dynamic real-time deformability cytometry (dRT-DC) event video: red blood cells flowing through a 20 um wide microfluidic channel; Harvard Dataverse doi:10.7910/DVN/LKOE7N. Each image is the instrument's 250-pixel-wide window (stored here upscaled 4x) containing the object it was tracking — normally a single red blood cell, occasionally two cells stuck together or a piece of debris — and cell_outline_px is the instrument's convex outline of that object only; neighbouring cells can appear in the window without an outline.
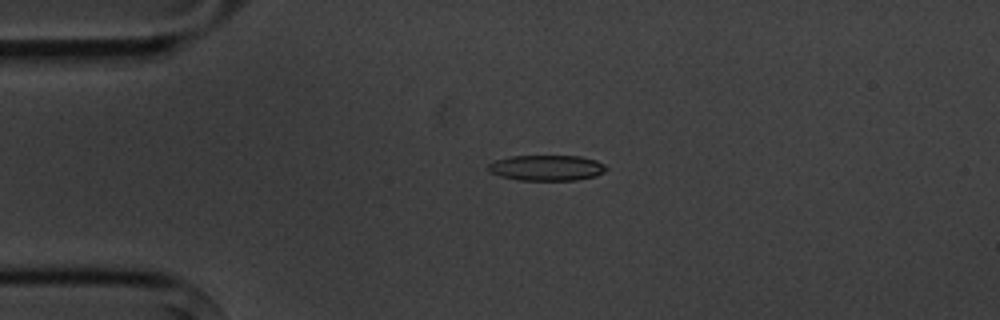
{"species": "common noctule bat (a hibernating species)", "species_latin": "Nyctalus noctula", "temperature_condition": "cold", "stored_images_in_passage": 3, "camera_frame_rate_fps": 3000, "um_per_image_px": 0.085, "animal": {"sex": "male", "body_mass_g": 20.1, "forearm_length_mm": 53.5}, "frame": {"image": 1, "passage_image": 2, "time_ms": 1.333, "image_size_px": [1000, 320], "cell_outline_px": [[608, 168], [604, 172], [596, 176], [576, 180], [520, 180], [500, 176], [492, 172], [488, 168], [488, 164], [496, 160], [508, 156], [580, 156], [596, 160], [604, 164]], "centroid_in_image_um": [46.5, 14.26], "position_along_channel_um": 38.5, "area_um2": 17.57}}